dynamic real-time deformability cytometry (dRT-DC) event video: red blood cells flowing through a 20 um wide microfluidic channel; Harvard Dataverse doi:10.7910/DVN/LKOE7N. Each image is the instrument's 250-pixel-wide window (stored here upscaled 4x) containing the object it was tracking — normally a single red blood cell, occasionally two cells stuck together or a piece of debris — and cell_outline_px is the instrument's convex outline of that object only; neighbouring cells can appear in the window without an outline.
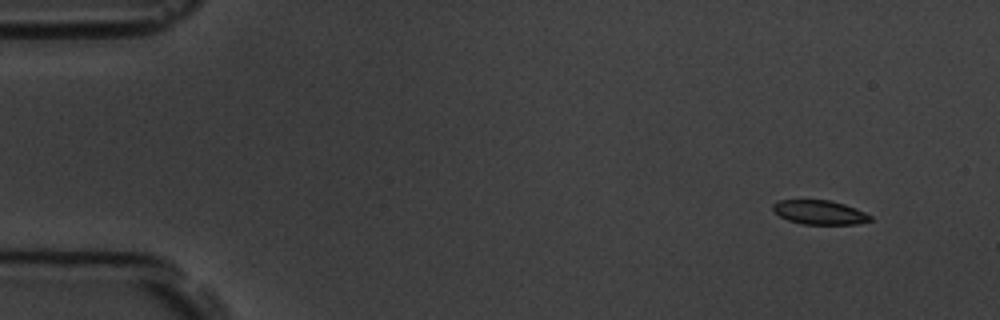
{"species": "common noctule bat (a hibernating species)", "species_latin": "Nyctalus noctula", "temperature_condition": "room temperature", "stored_images_in_passage": 9, "camera_frame_rate_fps": 3000, "um_per_image_px": 0.085, "animal": {"sex": "male", "body_mass_g": 19.5, "forearm_length_mm": 54.6}, "frame": {"image": 1, "passage_image": 1, "time_ms": 0.0, "image_size_px": [1000, 320], "cell_outline_px": [[872, 220], [856, 224], [804, 224], [788, 220], [780, 216], [772, 208], [772, 204], [780, 200], [832, 200], [856, 208], [872, 216]], "centroid_in_image_um": [69.68, 18.04], "position_along_channel_um": 15.3, "area_um2": 13.64}}
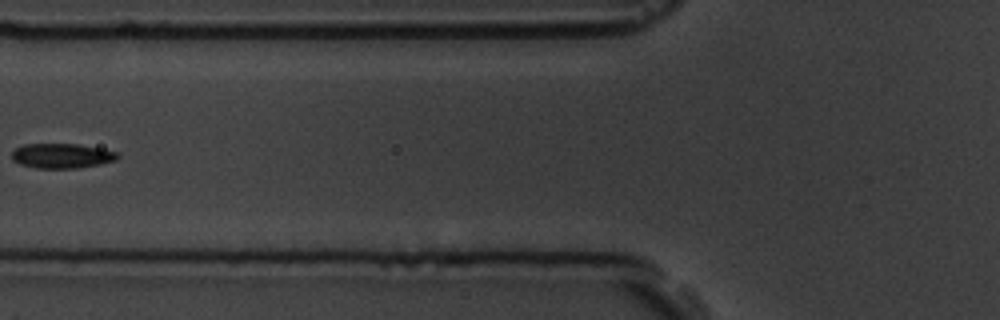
{"frame": {"image": 2, "passage_image": 6, "time_ms": 6.0, "image_size_px": [1000, 320], "cell_outline_px": [[120, 156], [116, 160], [100, 164], [76, 168], [36, 168], [20, 164], [12, 160], [12, 152], [16, 148], [24, 144], [80, 144], [100, 148], [116, 152]], "centroid_in_image_um": [5.25, 13.24], "position_along_channel_um": 120.6, "area_um2": 15.26}}
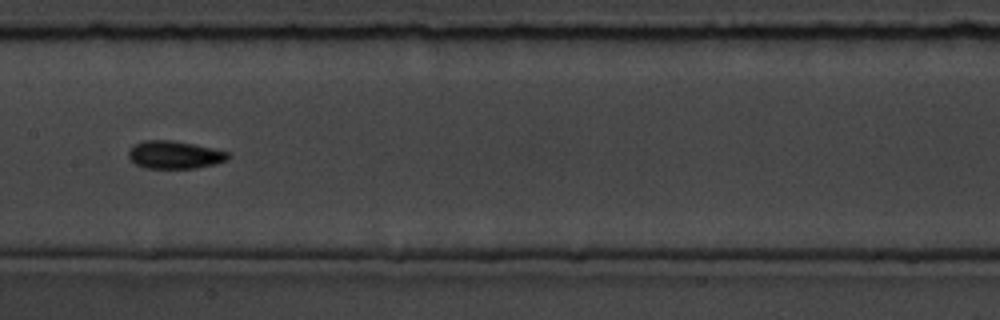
{"frame": {"image": 3, "passage_image": 8, "time_ms": 8.0, "image_size_px": [1000, 320], "cell_outline_px": [[232, 156], [228, 160], [216, 164], [196, 168], [144, 168], [136, 164], [128, 156], [128, 152], [136, 144], [144, 140], [172, 140], [212, 148], [228, 152]], "centroid_in_image_um": [14.88, 13.17], "position_along_channel_um": 192.5, "area_um2": 16.07}}